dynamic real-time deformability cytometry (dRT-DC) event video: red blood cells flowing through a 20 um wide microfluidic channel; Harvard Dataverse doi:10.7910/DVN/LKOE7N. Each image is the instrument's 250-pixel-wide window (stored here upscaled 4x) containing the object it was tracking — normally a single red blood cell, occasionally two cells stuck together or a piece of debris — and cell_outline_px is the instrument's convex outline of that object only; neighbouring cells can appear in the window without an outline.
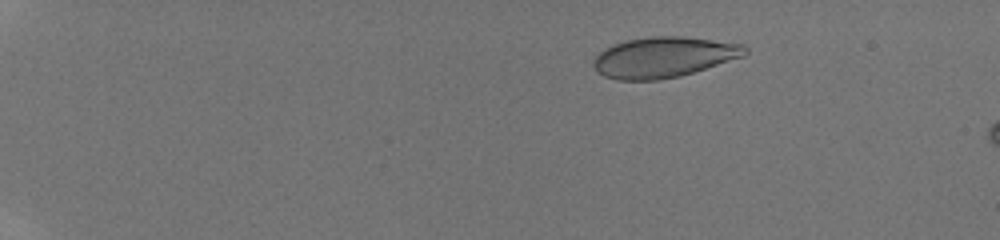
{"species": "human", "species_latin": "Homo sapiens", "temperature_condition": "room temperature", "stored_images_in_passage": 19, "camera_frame_rate_fps": 3000, "um_per_image_px": 0.085, "donor": {"sex": "male"}, "frame": {"image": 1, "passage_image": 11, "time_ms": 3.333, "image_size_px": [1000, 240], "cell_outline_px": [[748, 52], [744, 56], [680, 76], [660, 80], [616, 80], [604, 76], [592, 64], [592, 60], [600, 52], [612, 44], [624, 40], [652, 36], [684, 36], [744, 44], [748, 48]], "centroid_in_image_um": [56.42, 4.85], "position_along_channel_um": 28.6, "area_um2": 35.89}}